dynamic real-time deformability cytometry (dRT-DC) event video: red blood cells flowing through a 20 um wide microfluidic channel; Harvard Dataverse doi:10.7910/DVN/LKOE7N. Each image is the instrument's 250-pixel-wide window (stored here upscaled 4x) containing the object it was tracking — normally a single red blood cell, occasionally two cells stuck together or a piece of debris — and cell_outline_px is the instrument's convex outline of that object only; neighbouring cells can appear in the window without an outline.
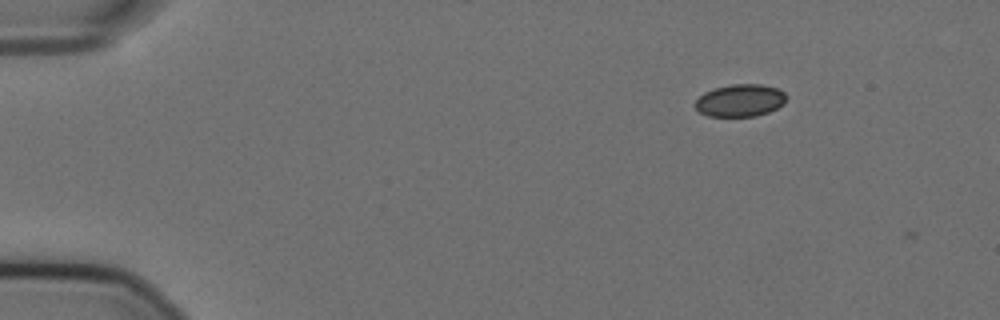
{"species": "Egyptian fruit bat (a non-hibernating species)", "species_latin": "Rousettus aegyptiacus", "temperature_condition": "cold", "stored_images_in_passage": 5, "camera_frame_rate_fps": 3000, "um_per_image_px": 0.085, "animal": {"sex": "female"}, "frame": {"image": 1, "passage_image": 1, "time_ms": 0.0, "image_size_px": [1000, 320], "cell_outline_px": [[788, 96], [784, 104], [768, 112], [756, 116], [708, 116], [700, 112], [696, 108], [696, 100], [704, 92], [712, 88], [732, 84], [760, 84], [776, 88], [784, 92]], "centroid_in_image_um": [62.93, 8.53], "position_along_channel_um": 22.1, "area_um2": 17.22}}